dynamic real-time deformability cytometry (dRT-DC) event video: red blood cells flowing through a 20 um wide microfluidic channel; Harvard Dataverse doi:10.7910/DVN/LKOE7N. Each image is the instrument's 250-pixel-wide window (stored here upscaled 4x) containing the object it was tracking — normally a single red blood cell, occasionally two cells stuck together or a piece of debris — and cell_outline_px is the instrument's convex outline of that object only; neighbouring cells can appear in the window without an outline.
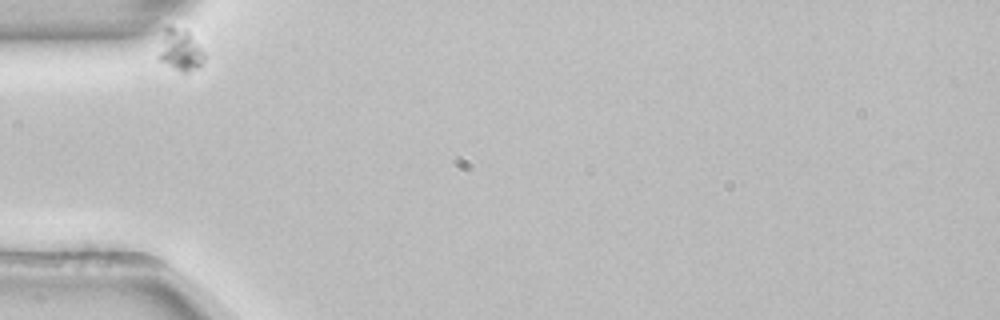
{"species": "common noctule bat (a hibernating species)", "species_latin": "Nyctalus noctula", "temperature_condition": "room temperature", "stored_images_in_passage": 15, "camera_frame_rate_fps": 3000, "um_per_image_px": 0.085, "animal": {"sex": "female", "body_mass_g": 22.7, "forearm_length_mm": 54.2}, "frame": {"image": 1, "passage_image": 1, "time_ms": 0.0, "image_size_px": [1000, 320], "cell_outline_px": [[204, 60], [196, 68], [188, 72], [184, 72], [160, 60], [160, 52], [164, 28], [184, 28], [192, 36], [204, 52]], "centroid_in_image_um": [15.36, 4.24], "position_along_channel_um": 69.6, "area_um2": 10.4}}